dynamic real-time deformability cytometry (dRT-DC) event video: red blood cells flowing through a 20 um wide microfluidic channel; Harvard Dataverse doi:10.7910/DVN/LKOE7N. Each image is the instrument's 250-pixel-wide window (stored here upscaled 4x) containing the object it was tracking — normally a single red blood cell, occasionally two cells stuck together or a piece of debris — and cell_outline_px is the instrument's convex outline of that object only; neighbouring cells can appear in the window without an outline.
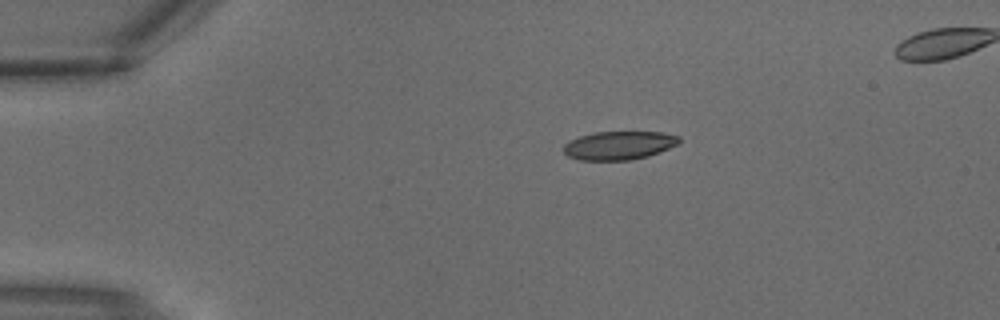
{"species": "common noctule bat (a hibernating species)", "species_latin": "Nyctalus noctula", "temperature_condition": "warm", "stored_images_in_passage": 3, "camera_frame_rate_fps": 3000, "um_per_image_px": 0.085, "animal": {"sex": "male", "body_mass_g": 18.8}, "frame": {"image": 1, "passage_image": 1, "time_ms": 0.0, "image_size_px": [1000, 320], "cell_outline_px": [[680, 140], [676, 144], [660, 152], [648, 156], [628, 160], [580, 160], [568, 156], [564, 152], [564, 144], [580, 136], [596, 132], [660, 132], [680, 136]], "centroid_in_image_um": [52.61, 12.36], "position_along_channel_um": 32.4, "area_um2": 18.96}}